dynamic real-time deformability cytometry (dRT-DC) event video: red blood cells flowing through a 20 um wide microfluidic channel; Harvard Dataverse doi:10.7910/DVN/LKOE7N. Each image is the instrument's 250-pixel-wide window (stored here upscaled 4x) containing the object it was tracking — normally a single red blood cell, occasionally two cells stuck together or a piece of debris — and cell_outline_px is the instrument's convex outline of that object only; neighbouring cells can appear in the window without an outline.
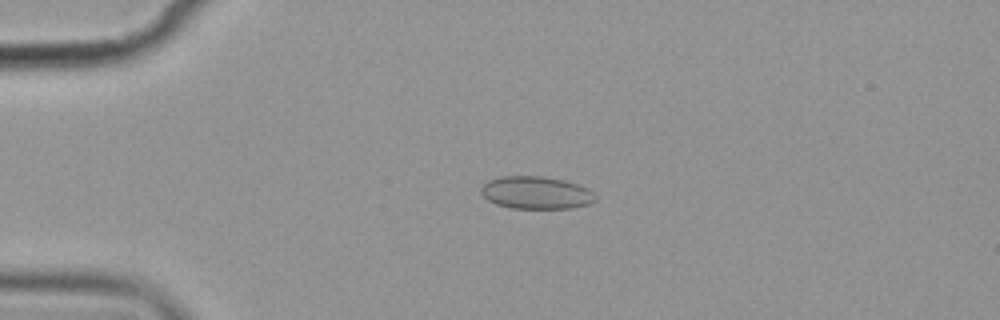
{"species": "common noctule bat (a hibernating species)", "species_latin": "Nyctalus noctula", "temperature_condition": "cold", "stored_images_in_passage": 5, "camera_frame_rate_fps": 3000, "um_per_image_px": 0.085, "animal": {"sex": "female", "body_mass_g": 19.9}, "frame": {"image": 1, "passage_image": 4, "time_ms": 4.333, "image_size_px": [1000, 320], "cell_outline_px": [[596, 200], [588, 204], [572, 208], [512, 208], [496, 204], [488, 200], [480, 192], [480, 188], [488, 180], [500, 176], [544, 176], [564, 180], [588, 188], [596, 196]], "centroid_in_image_um": [45.55, 16.37], "position_along_channel_um": 39.4, "area_um2": 21.73}}